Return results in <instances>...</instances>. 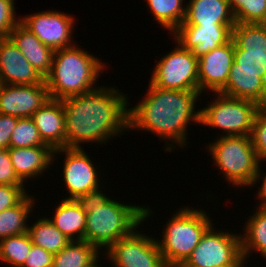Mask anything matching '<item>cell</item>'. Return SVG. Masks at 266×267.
<instances>
[{
  "mask_svg": "<svg viewBox=\"0 0 266 267\" xmlns=\"http://www.w3.org/2000/svg\"><path fill=\"white\" fill-rule=\"evenodd\" d=\"M118 88L101 84L93 91L62 100L66 148H85L82 145L88 143L102 147L129 131V94Z\"/></svg>",
  "mask_w": 266,
  "mask_h": 267,
  "instance_id": "obj_1",
  "label": "cell"
},
{
  "mask_svg": "<svg viewBox=\"0 0 266 267\" xmlns=\"http://www.w3.org/2000/svg\"><path fill=\"white\" fill-rule=\"evenodd\" d=\"M200 97L203 96L199 91L163 89L149 82L142 99L129 107L128 132L135 130L158 136L160 142H164L165 152L188 149L191 123L200 126V105H197L205 99Z\"/></svg>",
  "mask_w": 266,
  "mask_h": 267,
  "instance_id": "obj_2",
  "label": "cell"
},
{
  "mask_svg": "<svg viewBox=\"0 0 266 267\" xmlns=\"http://www.w3.org/2000/svg\"><path fill=\"white\" fill-rule=\"evenodd\" d=\"M105 188L107 187L103 184L76 199L86 213L84 241L95 246L101 253L153 218L155 213L150 205L126 204L113 195L109 197Z\"/></svg>",
  "mask_w": 266,
  "mask_h": 267,
  "instance_id": "obj_3",
  "label": "cell"
},
{
  "mask_svg": "<svg viewBox=\"0 0 266 267\" xmlns=\"http://www.w3.org/2000/svg\"><path fill=\"white\" fill-rule=\"evenodd\" d=\"M86 49L76 43L54 51L51 71L44 78L50 99L63 100L101 86L98 79L109 69L107 63Z\"/></svg>",
  "mask_w": 266,
  "mask_h": 267,
  "instance_id": "obj_4",
  "label": "cell"
},
{
  "mask_svg": "<svg viewBox=\"0 0 266 267\" xmlns=\"http://www.w3.org/2000/svg\"><path fill=\"white\" fill-rule=\"evenodd\" d=\"M187 205L173 211L166 225L162 226V236L156 238L168 267H180L214 221L210 217L211 213L209 214L208 210L206 212V207L203 208L202 204L196 208Z\"/></svg>",
  "mask_w": 266,
  "mask_h": 267,
  "instance_id": "obj_5",
  "label": "cell"
},
{
  "mask_svg": "<svg viewBox=\"0 0 266 267\" xmlns=\"http://www.w3.org/2000/svg\"><path fill=\"white\" fill-rule=\"evenodd\" d=\"M205 146L214 167L229 186L249 189L261 164L250 136L216 137Z\"/></svg>",
  "mask_w": 266,
  "mask_h": 267,
  "instance_id": "obj_6",
  "label": "cell"
},
{
  "mask_svg": "<svg viewBox=\"0 0 266 267\" xmlns=\"http://www.w3.org/2000/svg\"><path fill=\"white\" fill-rule=\"evenodd\" d=\"M211 95L209 104L200 108V125L217 129L218 133L220 130L223 134L219 133L217 137L250 136L258 112L257 103L221 93Z\"/></svg>",
  "mask_w": 266,
  "mask_h": 267,
  "instance_id": "obj_7",
  "label": "cell"
},
{
  "mask_svg": "<svg viewBox=\"0 0 266 267\" xmlns=\"http://www.w3.org/2000/svg\"><path fill=\"white\" fill-rule=\"evenodd\" d=\"M63 156V162L59 163L62 169L61 180L62 187L65 191V198L63 199H77L79 196L90 191L96 190L102 186L106 181L103 180L105 175L97 162L90 158V154L86 153L85 148H59L53 152L52 165L59 160V156ZM101 168V170H99ZM63 172V173H62ZM103 173V176L101 175ZM102 176V177H101ZM102 180V182H101ZM105 181V182H104Z\"/></svg>",
  "mask_w": 266,
  "mask_h": 267,
  "instance_id": "obj_8",
  "label": "cell"
},
{
  "mask_svg": "<svg viewBox=\"0 0 266 267\" xmlns=\"http://www.w3.org/2000/svg\"><path fill=\"white\" fill-rule=\"evenodd\" d=\"M218 222L206 229L199 244L180 267H233L243 258L240 233L217 229Z\"/></svg>",
  "mask_w": 266,
  "mask_h": 267,
  "instance_id": "obj_9",
  "label": "cell"
},
{
  "mask_svg": "<svg viewBox=\"0 0 266 267\" xmlns=\"http://www.w3.org/2000/svg\"><path fill=\"white\" fill-rule=\"evenodd\" d=\"M172 42L175 47L159 56L148 81L163 89L198 91V58L176 41Z\"/></svg>",
  "mask_w": 266,
  "mask_h": 267,
  "instance_id": "obj_10",
  "label": "cell"
},
{
  "mask_svg": "<svg viewBox=\"0 0 266 267\" xmlns=\"http://www.w3.org/2000/svg\"><path fill=\"white\" fill-rule=\"evenodd\" d=\"M137 227L131 234L113 243L104 253L111 267H168L164 261L156 236ZM141 229V230H140ZM155 236V238H154Z\"/></svg>",
  "mask_w": 266,
  "mask_h": 267,
  "instance_id": "obj_11",
  "label": "cell"
},
{
  "mask_svg": "<svg viewBox=\"0 0 266 267\" xmlns=\"http://www.w3.org/2000/svg\"><path fill=\"white\" fill-rule=\"evenodd\" d=\"M232 39L234 63L230 70L253 71L266 82V24L236 23Z\"/></svg>",
  "mask_w": 266,
  "mask_h": 267,
  "instance_id": "obj_12",
  "label": "cell"
},
{
  "mask_svg": "<svg viewBox=\"0 0 266 267\" xmlns=\"http://www.w3.org/2000/svg\"><path fill=\"white\" fill-rule=\"evenodd\" d=\"M20 17V22L51 49L59 50L78 43L73 33L77 22L75 15L58 10H38ZM76 24V25H75Z\"/></svg>",
  "mask_w": 266,
  "mask_h": 267,
  "instance_id": "obj_13",
  "label": "cell"
},
{
  "mask_svg": "<svg viewBox=\"0 0 266 267\" xmlns=\"http://www.w3.org/2000/svg\"><path fill=\"white\" fill-rule=\"evenodd\" d=\"M235 24L179 25L170 35L183 49L199 58L232 39Z\"/></svg>",
  "mask_w": 266,
  "mask_h": 267,
  "instance_id": "obj_14",
  "label": "cell"
},
{
  "mask_svg": "<svg viewBox=\"0 0 266 267\" xmlns=\"http://www.w3.org/2000/svg\"><path fill=\"white\" fill-rule=\"evenodd\" d=\"M234 63V41L231 39L198 58V91L219 93L226 85Z\"/></svg>",
  "mask_w": 266,
  "mask_h": 267,
  "instance_id": "obj_15",
  "label": "cell"
},
{
  "mask_svg": "<svg viewBox=\"0 0 266 267\" xmlns=\"http://www.w3.org/2000/svg\"><path fill=\"white\" fill-rule=\"evenodd\" d=\"M45 80L36 85L0 84V113L18 118L31 117L49 100Z\"/></svg>",
  "mask_w": 266,
  "mask_h": 267,
  "instance_id": "obj_16",
  "label": "cell"
},
{
  "mask_svg": "<svg viewBox=\"0 0 266 267\" xmlns=\"http://www.w3.org/2000/svg\"><path fill=\"white\" fill-rule=\"evenodd\" d=\"M43 81L15 43L5 37L0 43V84L36 85Z\"/></svg>",
  "mask_w": 266,
  "mask_h": 267,
  "instance_id": "obj_17",
  "label": "cell"
},
{
  "mask_svg": "<svg viewBox=\"0 0 266 267\" xmlns=\"http://www.w3.org/2000/svg\"><path fill=\"white\" fill-rule=\"evenodd\" d=\"M8 151L17 176L29 187L30 181L43 178L44 173L53 168L54 150L50 146L9 148Z\"/></svg>",
  "mask_w": 266,
  "mask_h": 267,
  "instance_id": "obj_18",
  "label": "cell"
},
{
  "mask_svg": "<svg viewBox=\"0 0 266 267\" xmlns=\"http://www.w3.org/2000/svg\"><path fill=\"white\" fill-rule=\"evenodd\" d=\"M43 142L53 150L66 147L62 100L49 99L31 117Z\"/></svg>",
  "mask_w": 266,
  "mask_h": 267,
  "instance_id": "obj_19",
  "label": "cell"
},
{
  "mask_svg": "<svg viewBox=\"0 0 266 267\" xmlns=\"http://www.w3.org/2000/svg\"><path fill=\"white\" fill-rule=\"evenodd\" d=\"M9 38L15 43L33 68L45 78L51 71L54 50L43 44L21 22L10 32Z\"/></svg>",
  "mask_w": 266,
  "mask_h": 267,
  "instance_id": "obj_20",
  "label": "cell"
},
{
  "mask_svg": "<svg viewBox=\"0 0 266 267\" xmlns=\"http://www.w3.org/2000/svg\"><path fill=\"white\" fill-rule=\"evenodd\" d=\"M236 24L228 0H187L180 25Z\"/></svg>",
  "mask_w": 266,
  "mask_h": 267,
  "instance_id": "obj_21",
  "label": "cell"
},
{
  "mask_svg": "<svg viewBox=\"0 0 266 267\" xmlns=\"http://www.w3.org/2000/svg\"><path fill=\"white\" fill-rule=\"evenodd\" d=\"M50 221L71 241L84 240L86 213L75 199H61L54 204ZM52 216V217H51Z\"/></svg>",
  "mask_w": 266,
  "mask_h": 267,
  "instance_id": "obj_22",
  "label": "cell"
},
{
  "mask_svg": "<svg viewBox=\"0 0 266 267\" xmlns=\"http://www.w3.org/2000/svg\"><path fill=\"white\" fill-rule=\"evenodd\" d=\"M254 208L256 211L247 215V218L244 217L247 220H244L245 223L242 224L244 226H241L243 229L240 232L242 257L250 262L252 254L255 253V258L259 254V257L266 262V212L262 208Z\"/></svg>",
  "mask_w": 266,
  "mask_h": 267,
  "instance_id": "obj_23",
  "label": "cell"
},
{
  "mask_svg": "<svg viewBox=\"0 0 266 267\" xmlns=\"http://www.w3.org/2000/svg\"><path fill=\"white\" fill-rule=\"evenodd\" d=\"M34 196L35 192L29 193L19 204L0 212V240L28 232L30 218L37 212L34 208H39L40 199Z\"/></svg>",
  "mask_w": 266,
  "mask_h": 267,
  "instance_id": "obj_24",
  "label": "cell"
},
{
  "mask_svg": "<svg viewBox=\"0 0 266 267\" xmlns=\"http://www.w3.org/2000/svg\"><path fill=\"white\" fill-rule=\"evenodd\" d=\"M265 85L266 82L256 72L230 70L228 81L219 93L258 103L263 96Z\"/></svg>",
  "mask_w": 266,
  "mask_h": 267,
  "instance_id": "obj_25",
  "label": "cell"
},
{
  "mask_svg": "<svg viewBox=\"0 0 266 267\" xmlns=\"http://www.w3.org/2000/svg\"><path fill=\"white\" fill-rule=\"evenodd\" d=\"M47 216L40 214L36 221L31 220L28 225V234L32 244L39 246L53 254L58 253L66 247L71 240L58 230Z\"/></svg>",
  "mask_w": 266,
  "mask_h": 267,
  "instance_id": "obj_26",
  "label": "cell"
},
{
  "mask_svg": "<svg viewBox=\"0 0 266 267\" xmlns=\"http://www.w3.org/2000/svg\"><path fill=\"white\" fill-rule=\"evenodd\" d=\"M100 258L103 253L89 242L71 241L54 254L53 267H92Z\"/></svg>",
  "mask_w": 266,
  "mask_h": 267,
  "instance_id": "obj_27",
  "label": "cell"
},
{
  "mask_svg": "<svg viewBox=\"0 0 266 267\" xmlns=\"http://www.w3.org/2000/svg\"><path fill=\"white\" fill-rule=\"evenodd\" d=\"M147 12L153 16L156 24L169 35L183 22L186 13V0H144ZM185 2V3H184Z\"/></svg>",
  "mask_w": 266,
  "mask_h": 267,
  "instance_id": "obj_28",
  "label": "cell"
},
{
  "mask_svg": "<svg viewBox=\"0 0 266 267\" xmlns=\"http://www.w3.org/2000/svg\"><path fill=\"white\" fill-rule=\"evenodd\" d=\"M32 246L28 232L0 240V262L5 267H21Z\"/></svg>",
  "mask_w": 266,
  "mask_h": 267,
  "instance_id": "obj_29",
  "label": "cell"
},
{
  "mask_svg": "<svg viewBox=\"0 0 266 267\" xmlns=\"http://www.w3.org/2000/svg\"><path fill=\"white\" fill-rule=\"evenodd\" d=\"M49 146L41 139L38 129L30 117L18 118L10 138V148Z\"/></svg>",
  "mask_w": 266,
  "mask_h": 267,
  "instance_id": "obj_30",
  "label": "cell"
},
{
  "mask_svg": "<svg viewBox=\"0 0 266 267\" xmlns=\"http://www.w3.org/2000/svg\"><path fill=\"white\" fill-rule=\"evenodd\" d=\"M251 142L260 162L266 163V115L257 112L251 134Z\"/></svg>",
  "mask_w": 266,
  "mask_h": 267,
  "instance_id": "obj_31",
  "label": "cell"
},
{
  "mask_svg": "<svg viewBox=\"0 0 266 267\" xmlns=\"http://www.w3.org/2000/svg\"><path fill=\"white\" fill-rule=\"evenodd\" d=\"M235 23H266V0H247L246 6L235 16Z\"/></svg>",
  "mask_w": 266,
  "mask_h": 267,
  "instance_id": "obj_32",
  "label": "cell"
},
{
  "mask_svg": "<svg viewBox=\"0 0 266 267\" xmlns=\"http://www.w3.org/2000/svg\"><path fill=\"white\" fill-rule=\"evenodd\" d=\"M15 1L16 0H0V34L4 38L9 37L10 32L20 22L21 16L15 11L17 9Z\"/></svg>",
  "mask_w": 266,
  "mask_h": 267,
  "instance_id": "obj_33",
  "label": "cell"
},
{
  "mask_svg": "<svg viewBox=\"0 0 266 267\" xmlns=\"http://www.w3.org/2000/svg\"><path fill=\"white\" fill-rule=\"evenodd\" d=\"M26 185L0 184V212L19 204L31 191Z\"/></svg>",
  "mask_w": 266,
  "mask_h": 267,
  "instance_id": "obj_34",
  "label": "cell"
},
{
  "mask_svg": "<svg viewBox=\"0 0 266 267\" xmlns=\"http://www.w3.org/2000/svg\"><path fill=\"white\" fill-rule=\"evenodd\" d=\"M0 184L26 185L16 174L8 149H0Z\"/></svg>",
  "mask_w": 266,
  "mask_h": 267,
  "instance_id": "obj_35",
  "label": "cell"
},
{
  "mask_svg": "<svg viewBox=\"0 0 266 267\" xmlns=\"http://www.w3.org/2000/svg\"><path fill=\"white\" fill-rule=\"evenodd\" d=\"M54 254L32 244L28 256L21 267H53Z\"/></svg>",
  "mask_w": 266,
  "mask_h": 267,
  "instance_id": "obj_36",
  "label": "cell"
},
{
  "mask_svg": "<svg viewBox=\"0 0 266 267\" xmlns=\"http://www.w3.org/2000/svg\"><path fill=\"white\" fill-rule=\"evenodd\" d=\"M18 122V117L0 113V149L10 148V138Z\"/></svg>",
  "mask_w": 266,
  "mask_h": 267,
  "instance_id": "obj_37",
  "label": "cell"
},
{
  "mask_svg": "<svg viewBox=\"0 0 266 267\" xmlns=\"http://www.w3.org/2000/svg\"><path fill=\"white\" fill-rule=\"evenodd\" d=\"M262 163L260 164V167H259V170L255 176V179L253 181V183L251 184V186L249 187L251 189L252 187V190H253V187H255V185L258 183L260 185H258V190L255 191V200H259L257 201L258 203H256L257 205L255 207L257 208H262L264 206H266V172L264 170H262ZM264 172V173H263ZM257 198V199H256Z\"/></svg>",
  "mask_w": 266,
  "mask_h": 267,
  "instance_id": "obj_38",
  "label": "cell"
},
{
  "mask_svg": "<svg viewBox=\"0 0 266 267\" xmlns=\"http://www.w3.org/2000/svg\"><path fill=\"white\" fill-rule=\"evenodd\" d=\"M230 7L236 16L247 4V0H228Z\"/></svg>",
  "mask_w": 266,
  "mask_h": 267,
  "instance_id": "obj_39",
  "label": "cell"
},
{
  "mask_svg": "<svg viewBox=\"0 0 266 267\" xmlns=\"http://www.w3.org/2000/svg\"><path fill=\"white\" fill-rule=\"evenodd\" d=\"M258 112L266 115V85L261 100L257 103Z\"/></svg>",
  "mask_w": 266,
  "mask_h": 267,
  "instance_id": "obj_40",
  "label": "cell"
},
{
  "mask_svg": "<svg viewBox=\"0 0 266 267\" xmlns=\"http://www.w3.org/2000/svg\"><path fill=\"white\" fill-rule=\"evenodd\" d=\"M251 265V263L249 264L244 258H242L235 266L233 267H248L246 265Z\"/></svg>",
  "mask_w": 266,
  "mask_h": 267,
  "instance_id": "obj_41",
  "label": "cell"
},
{
  "mask_svg": "<svg viewBox=\"0 0 266 267\" xmlns=\"http://www.w3.org/2000/svg\"><path fill=\"white\" fill-rule=\"evenodd\" d=\"M101 260H105L104 256H103V259L100 258L92 267H103V264L105 263V261H101ZM101 263H103V264H101Z\"/></svg>",
  "mask_w": 266,
  "mask_h": 267,
  "instance_id": "obj_42",
  "label": "cell"
},
{
  "mask_svg": "<svg viewBox=\"0 0 266 267\" xmlns=\"http://www.w3.org/2000/svg\"><path fill=\"white\" fill-rule=\"evenodd\" d=\"M4 39V37L0 34V43Z\"/></svg>",
  "mask_w": 266,
  "mask_h": 267,
  "instance_id": "obj_43",
  "label": "cell"
},
{
  "mask_svg": "<svg viewBox=\"0 0 266 267\" xmlns=\"http://www.w3.org/2000/svg\"><path fill=\"white\" fill-rule=\"evenodd\" d=\"M262 209L266 212V206L262 207Z\"/></svg>",
  "mask_w": 266,
  "mask_h": 267,
  "instance_id": "obj_44",
  "label": "cell"
}]
</instances>
